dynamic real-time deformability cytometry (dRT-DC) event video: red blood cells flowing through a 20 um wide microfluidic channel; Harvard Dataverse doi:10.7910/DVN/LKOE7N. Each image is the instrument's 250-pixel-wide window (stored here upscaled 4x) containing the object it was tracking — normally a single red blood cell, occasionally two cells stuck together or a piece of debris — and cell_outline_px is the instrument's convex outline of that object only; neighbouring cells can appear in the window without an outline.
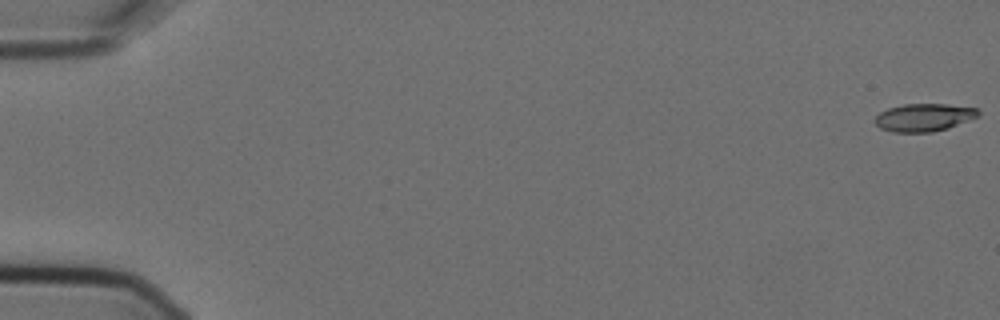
{"species": "Egyptian fruit bat (a non-hibernating species)", "species_latin": "Rousettus aegyptiacus", "temperature_condition": "cold", "stored_images_in_passage": 6, "camera_frame_rate_fps": 3000, "um_per_image_px": 0.085, "animal": {"sex": "female"}, "frame": {"image": 1, "passage_image": 1, "time_ms": 0.0, "image_size_px": [1000, 320], "cell_outline_px": [[980, 116], [948, 128], [932, 132], [892, 132], [880, 128], [872, 120], [880, 112], [888, 108], [904, 104], [948, 104], [976, 108], [980, 112]], "centroid_in_image_um": [78.52, 9.98], "position_along_channel_um": 6.5, "area_um2": 16.82}}
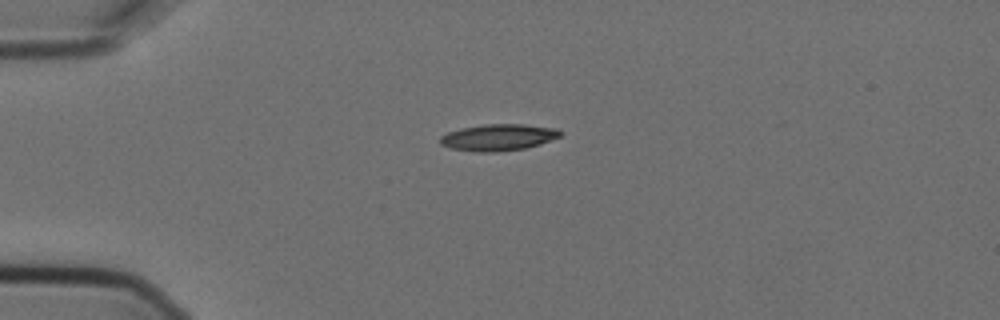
{"frame": {"image": 2, "passage_image": 4, "time_ms": 1.0, "image_size_px": [1000, 320], "cell_outline_px": [[560, 136], [540, 144], [524, 148], [500, 152], [476, 152], [452, 148], [440, 144], [440, 136], [448, 132], [460, 128], [484, 124], [524, 124], [556, 128], [560, 132]], "centroid_in_image_um": [42.33, 11.67], "position_along_channel_um": 42.7, "area_um2": 18.55}}
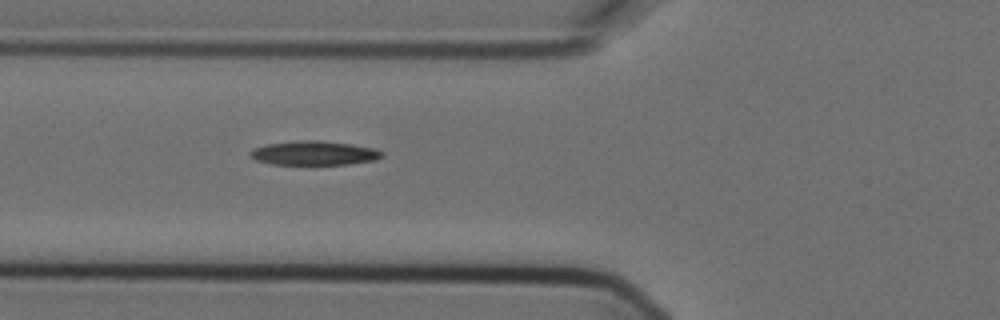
{"frame": {"image": 3, "passage_image": 6, "time_ms": 1.667, "image_size_px": [1000, 320], "cell_outline_px": [[384, 156], [376, 160], [348, 164], [272, 164], [256, 160], [248, 152], [252, 148], [268, 144], [300, 140], [320, 140], [352, 144], [376, 148], [384, 152]], "centroid_in_image_um": [26.75, 13.0], "position_along_channel_um": 99.1, "area_um2": 18.61}}